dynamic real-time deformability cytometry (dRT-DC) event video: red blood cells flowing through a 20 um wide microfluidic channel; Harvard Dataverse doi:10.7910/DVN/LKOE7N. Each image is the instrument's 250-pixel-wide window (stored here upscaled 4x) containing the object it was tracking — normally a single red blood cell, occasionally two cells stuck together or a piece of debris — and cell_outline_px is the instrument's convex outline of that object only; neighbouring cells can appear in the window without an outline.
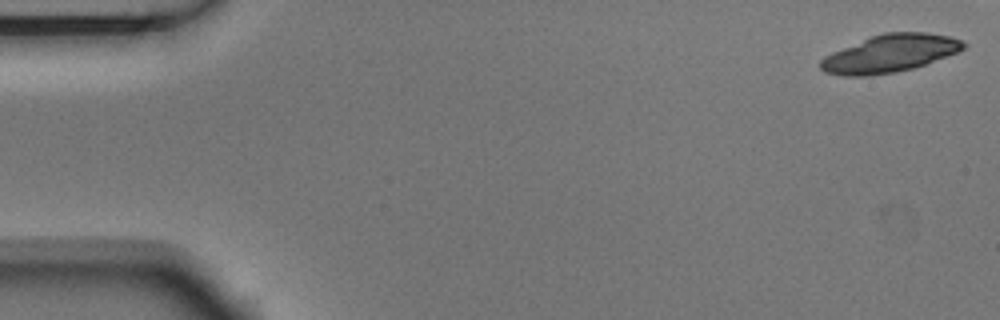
{"species": "Egyptian fruit bat (a non-hibernating species)", "species_latin": "Rousettus aegyptiacus", "temperature_condition": "room temperature", "stored_images_in_passage": 4, "camera_frame_rate_fps": 3000, "um_per_image_px": 0.085, "animal": {"sex": "male"}, "frame": {"image": 1, "passage_image": 1, "time_ms": 0.0, "image_size_px": [1000, 320], "cell_outline_px": [[968, 44], [964, 48], [956, 52], [924, 64], [912, 68], [896, 72], [868, 76], [844, 76], [824, 72], [820, 68], [820, 60], [824, 56], [832, 52], [872, 36], [884, 32], [928, 32], [948, 36], [960, 40]], "centroid_in_image_um": [75.61, 4.55], "position_along_channel_um": 9.4, "area_um2": 31.04}}